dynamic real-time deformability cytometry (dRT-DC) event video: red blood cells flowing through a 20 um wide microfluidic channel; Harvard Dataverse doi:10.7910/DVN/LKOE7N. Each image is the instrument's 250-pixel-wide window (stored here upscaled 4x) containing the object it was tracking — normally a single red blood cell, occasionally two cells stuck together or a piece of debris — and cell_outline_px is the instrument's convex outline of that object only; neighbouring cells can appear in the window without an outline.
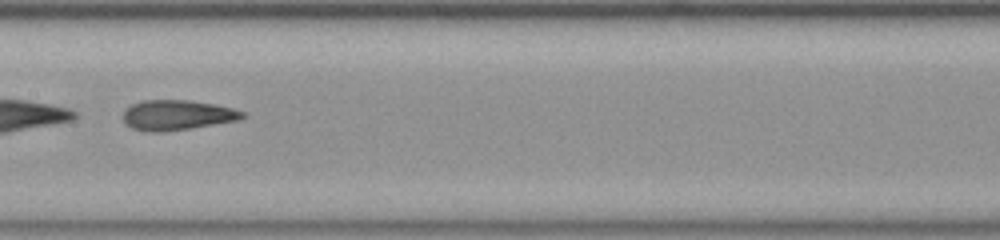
{"species": "common noctule bat (a hibernating species)", "species_latin": "Nyctalus noctula", "temperature_condition": "room temperature", "stored_images_in_passage": 31, "camera_frame_rate_fps": 3000, "um_per_image_px": 0.085, "animal": {"sex": "female", "body_mass_g": 23.0, "forearm_length_mm": 53.4}, "frame": {"image": 1, "passage_image": 10, "time_ms": 3.0, "image_size_px": [1000, 240], "cell_outline_px": [[248, 116], [236, 120], [188, 128], [132, 128], [124, 120], [124, 108], [132, 104], [144, 100], [192, 100], [232, 108], [244, 112]], "centroid_in_image_um": [15.11, 9.71], "position_along_channel_um": 192.3, "area_um2": 19.65}}